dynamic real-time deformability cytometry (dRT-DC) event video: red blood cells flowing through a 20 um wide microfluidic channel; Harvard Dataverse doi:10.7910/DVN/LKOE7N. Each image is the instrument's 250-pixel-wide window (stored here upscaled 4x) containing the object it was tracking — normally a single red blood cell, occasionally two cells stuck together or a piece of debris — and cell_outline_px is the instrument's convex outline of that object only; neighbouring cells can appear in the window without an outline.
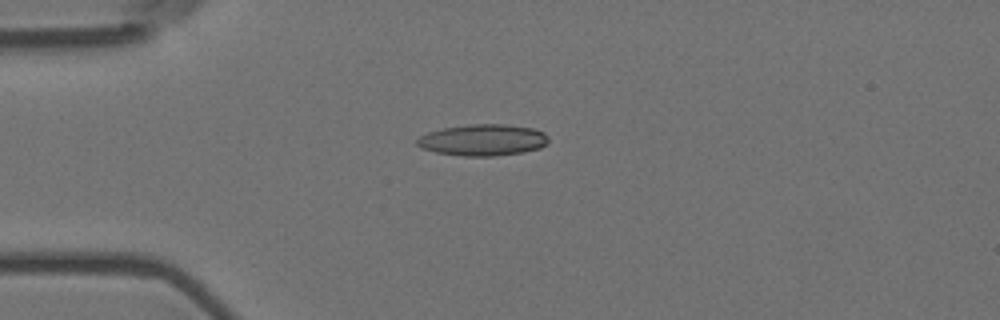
{"species": "Egyptian fruit bat (a non-hibernating species)", "species_latin": "Rousettus aegyptiacus", "temperature_condition": "room temperature", "stored_images_in_passage": 6, "camera_frame_rate_fps": 3000, "um_per_image_px": 0.085, "animal": {"sex": "female"}, "frame": {"image": 1, "passage_image": 2, "time_ms": 0.333, "image_size_px": [1000, 320], "cell_outline_px": [[548, 144], [540, 148], [524, 152], [496, 156], [464, 156], [436, 152], [420, 148], [416, 144], [416, 140], [420, 136], [428, 132], [444, 128], [468, 124], [504, 124], [532, 128], [544, 132], [548, 136]], "centroid_in_image_um": [41.06, 11.9], "position_along_channel_um": 43.9, "area_um2": 24.22}}
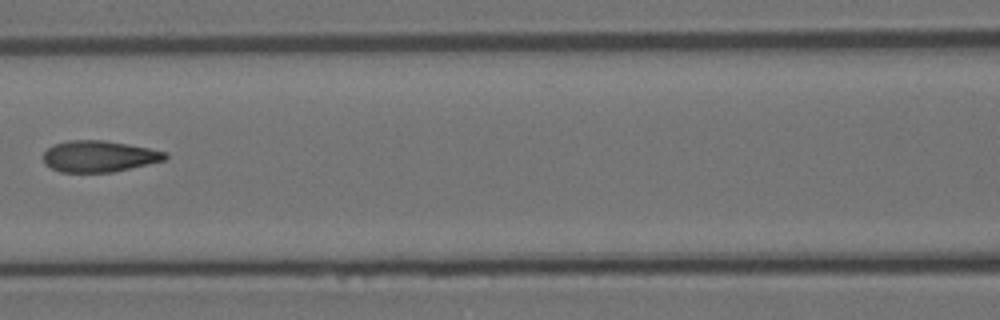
{"frame": {"image": 2, "passage_image": 5, "time_ms": 1.333, "image_size_px": [1000, 320], "cell_outline_px": [[168, 156], [164, 160], [148, 164], [112, 172], [60, 172], [44, 164], [44, 152], [48, 148], [56, 144], [68, 140], [104, 140], [128, 144], [168, 152]], "centroid_in_image_um": [8.42, 13.28], "position_along_channel_um": 158.2, "area_um2": 22.14}}
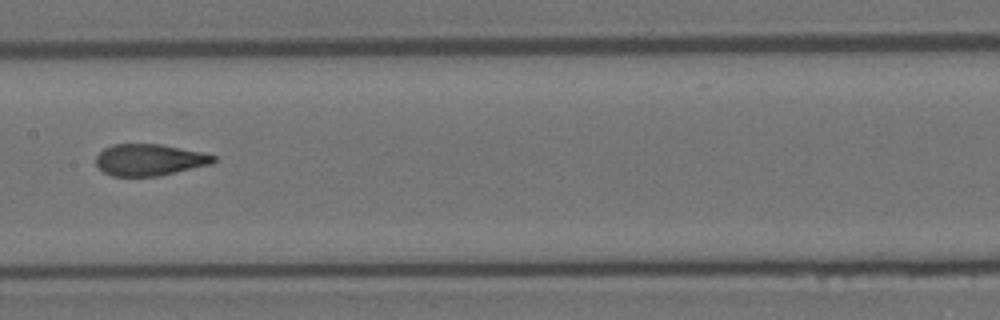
{"frame": {"image": 3, "passage_image": 6, "time_ms": 1.667, "image_size_px": [1000, 320], "cell_outline_px": [[216, 160], [212, 164], [160, 176], [112, 176], [104, 172], [96, 164], [96, 156], [104, 148], [112, 144], [160, 144], [200, 152], [216, 156]], "centroid_in_image_um": [12.7, 13.59], "position_along_channel_um": 194.7, "area_um2": 21.62}}